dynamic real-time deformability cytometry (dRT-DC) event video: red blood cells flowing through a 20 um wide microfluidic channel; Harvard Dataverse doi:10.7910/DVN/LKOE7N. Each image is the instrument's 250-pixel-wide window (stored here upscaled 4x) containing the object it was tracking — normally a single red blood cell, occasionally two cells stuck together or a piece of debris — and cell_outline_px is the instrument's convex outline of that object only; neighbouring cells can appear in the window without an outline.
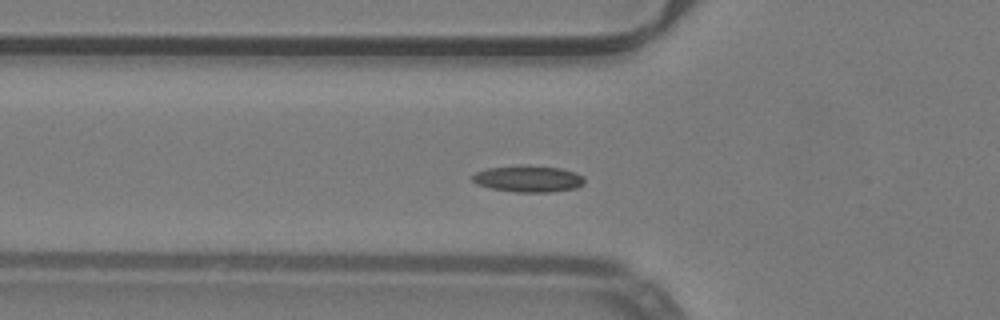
{"species": "common noctule bat (a hibernating species)", "species_latin": "Nyctalus noctula", "temperature_condition": "warm", "stored_images_in_passage": 48, "camera_frame_rate_fps": 3000, "um_per_image_px": 0.085, "animal": {"sex": "male", "body_mass_g": 19.2, "forearm_length_mm": 51.8}, "frame": {"image": 1, "passage_image": 13, "time_ms": 4.0, "image_size_px": [1000, 320], "cell_outline_px": [[584, 184], [576, 188], [552, 192], [516, 192], [492, 188], [476, 184], [472, 180], [472, 176], [476, 172], [488, 168], [520, 164], [528, 164], [560, 168], [576, 172], [584, 176]], "centroid_in_image_um": [44.93, 15.18], "position_along_channel_um": 80.9, "area_um2": 17.63}}
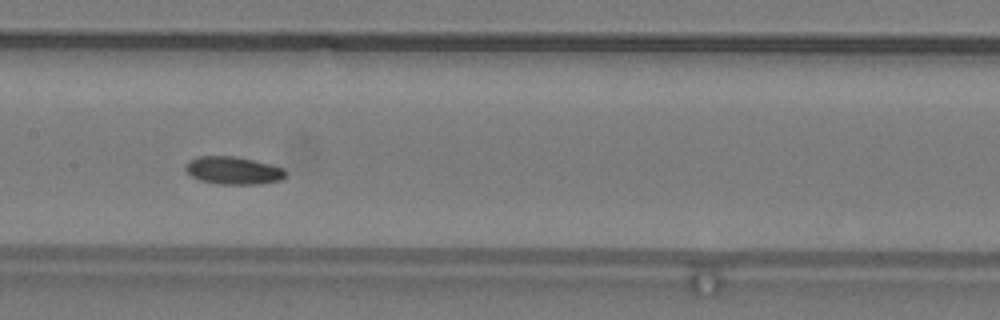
{"frame": {"image": 2, "passage_image": 21, "time_ms": 6.667, "image_size_px": [1000, 320], "cell_outline_px": [[288, 176], [280, 180], [260, 184], [220, 184], [200, 180], [192, 176], [184, 168], [188, 160], [200, 156], [236, 156], [284, 168], [288, 172]], "centroid_in_image_um": [19.85, 14.49], "position_along_channel_um": 187.5, "area_um2": 16.18}}
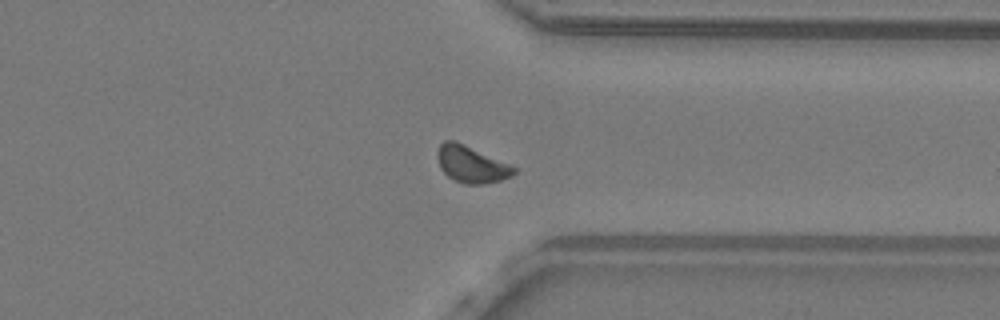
{"frame": {"image": 3, "passage_image": 35, "time_ms": 11.333, "image_size_px": [1000, 320], "cell_outline_px": [[516, 172], [512, 176], [500, 180], [480, 184], [464, 184], [448, 176], [440, 168], [436, 156], [436, 152], [440, 144], [444, 140], [456, 140], [508, 164], [516, 168]], "centroid_in_image_um": [40.02, 13.95], "position_along_channel_um": 371.4, "area_um2": 16.24}, "authors_computed_cell_mechanics": {"area_um2": 15.6638, "velocity_mm_per_s": 3.9694, "shape_relaxation_time_tau1_ms": 6.3652, "shape_relaxation_time_tau2_ms": null, "deformation_change_tau1": 0.1082, "deformation_change_tau2": null}}